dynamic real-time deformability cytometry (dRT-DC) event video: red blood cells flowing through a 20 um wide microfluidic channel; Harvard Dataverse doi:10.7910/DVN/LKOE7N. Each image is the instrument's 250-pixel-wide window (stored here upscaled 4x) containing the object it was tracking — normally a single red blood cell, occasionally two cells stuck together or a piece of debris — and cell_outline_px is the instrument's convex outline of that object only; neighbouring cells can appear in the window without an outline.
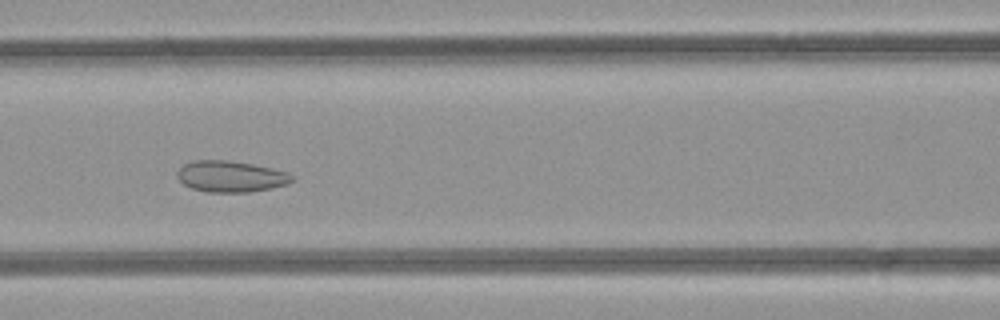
{"species": "common noctule bat (a hibernating species)", "species_latin": "Nyctalus noctula", "temperature_condition": "room temperature", "stored_images_in_passage": 51, "segment_of_instrument_passage": [1, 2], "camera_frame_rate_fps": 3000, "um_per_image_px": 0.085, "animal": {"sex": "female", "body_mass_g": 21.9}, "frame": {"image": 1, "passage_image": 22, "time_ms": 7.0, "image_size_px": [1000, 320], "cell_outline_px": [[296, 180], [288, 184], [248, 192], [208, 192], [192, 188], [184, 184], [176, 176], [176, 172], [184, 164], [192, 160], [228, 160], [252, 164], [272, 168], [288, 172], [296, 176]], "centroid_in_image_um": [19.64, 14.99], "position_along_channel_um": 147.0, "area_um2": 20.98}}
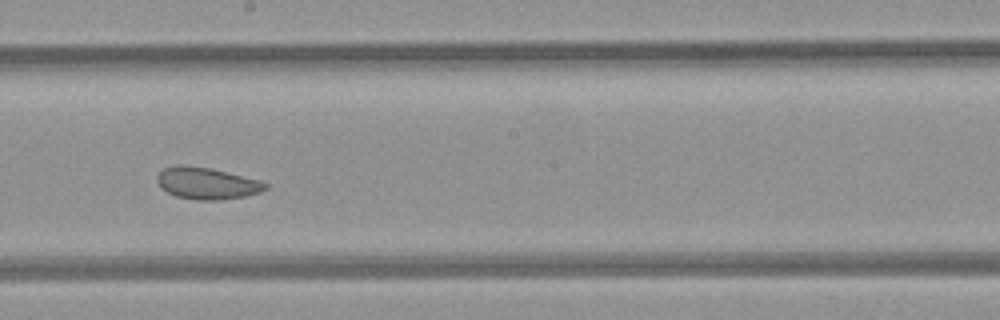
{"frame": {"image": 2, "passage_image": 28, "time_ms": 9.0, "image_size_px": [1000, 320], "cell_outline_px": [[268, 188], [260, 192], [248, 196], [220, 200], [196, 200], [176, 196], [160, 188], [156, 180], [156, 176], [164, 168], [176, 164], [184, 164], [212, 168], [260, 180], [268, 184]], "centroid_in_image_um": [17.58, 15.57], "position_along_channel_um": 230.6, "area_um2": 20.4}}
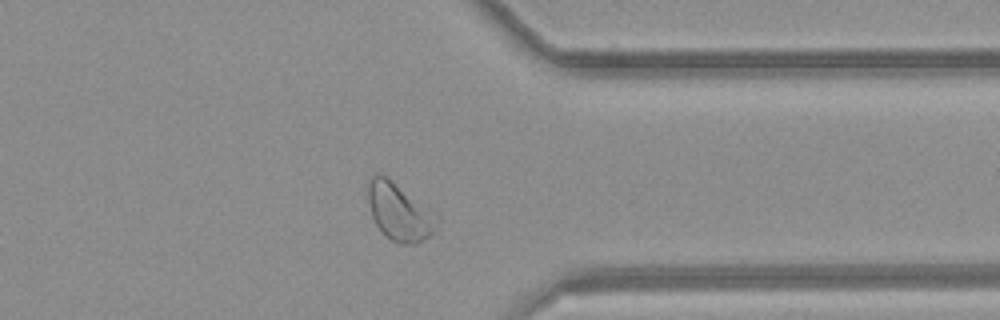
{"frame": {"image": 3, "passage_image": 39, "time_ms": 12.667, "image_size_px": [1000, 320], "cell_outline_px": [[440, 220], [432, 232], [428, 236], [416, 244], [400, 244], [384, 236], [376, 224], [372, 216], [364, 188], [368, 180], [372, 176], [388, 176], [440, 216]], "centroid_in_image_um": [33.92, 17.99], "position_along_channel_um": 377.5, "area_um2": 23.47}}